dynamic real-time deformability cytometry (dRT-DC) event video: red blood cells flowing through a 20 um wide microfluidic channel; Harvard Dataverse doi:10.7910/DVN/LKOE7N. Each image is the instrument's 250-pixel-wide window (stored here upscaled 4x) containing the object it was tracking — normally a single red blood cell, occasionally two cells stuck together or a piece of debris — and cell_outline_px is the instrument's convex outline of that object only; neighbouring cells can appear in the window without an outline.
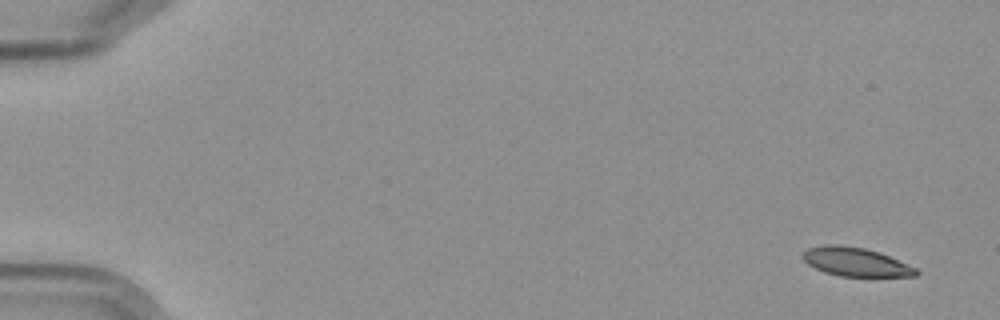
{"species": "Egyptian fruit bat (a non-hibernating species)", "species_latin": "Rousettus aegyptiacus", "temperature_condition": "cold", "stored_images_in_passage": 7, "camera_frame_rate_fps": 3000, "um_per_image_px": 0.085, "frame": {"image": 1, "passage_image": 1, "time_ms": 0.0, "image_size_px": [1000, 320], "cell_outline_px": [[920, 272], [916, 276], [840, 276], [824, 272], [808, 264], [800, 256], [800, 252], [808, 248], [828, 244], [836, 244], [864, 248], [880, 252], [916, 268]], "centroid_in_image_um": [72.69, 22.25], "position_along_channel_um": 12.3, "area_um2": 18.96}}
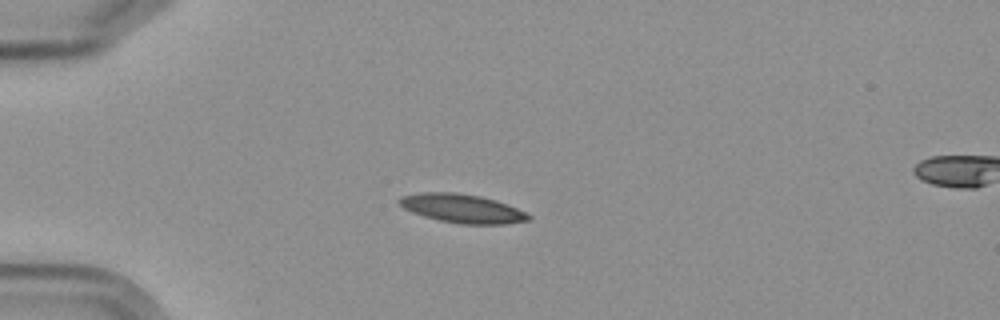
{"frame": {"image": 2, "passage_image": 4, "time_ms": 4.333, "image_size_px": [1000, 320], "cell_outline_px": [[532, 216], [528, 220], [504, 224], [464, 224], [440, 220], [424, 216], [412, 212], [404, 208], [396, 200], [400, 196], [420, 192], [456, 192], [480, 196], [496, 200], [508, 204], [528, 212]], "centroid_in_image_um": [39.3, 17.71], "position_along_channel_um": 45.7, "area_um2": 21.73}}
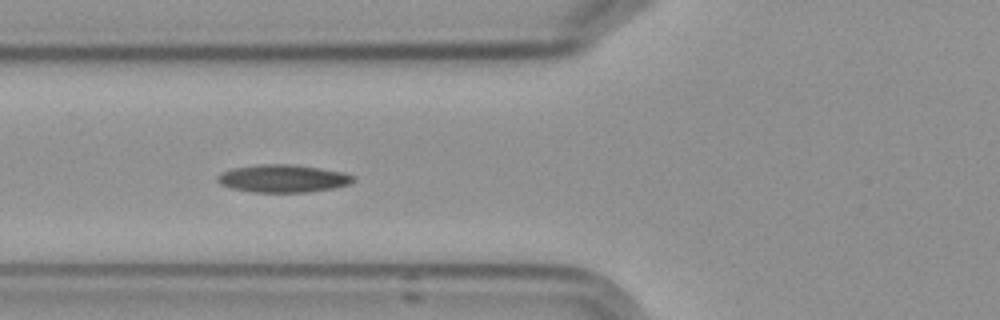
{"frame": {"image": 3, "passage_image": 6, "time_ms": 6.667, "image_size_px": [1000, 320], "cell_outline_px": [[356, 180], [348, 184], [332, 188], [308, 192], [252, 192], [232, 188], [220, 184], [216, 180], [216, 176], [232, 168], [260, 164], [288, 164], [316, 168], [340, 172], [352, 176]], "centroid_in_image_um": [23.99, 15.18], "position_along_channel_um": 101.8, "area_um2": 21.56}}